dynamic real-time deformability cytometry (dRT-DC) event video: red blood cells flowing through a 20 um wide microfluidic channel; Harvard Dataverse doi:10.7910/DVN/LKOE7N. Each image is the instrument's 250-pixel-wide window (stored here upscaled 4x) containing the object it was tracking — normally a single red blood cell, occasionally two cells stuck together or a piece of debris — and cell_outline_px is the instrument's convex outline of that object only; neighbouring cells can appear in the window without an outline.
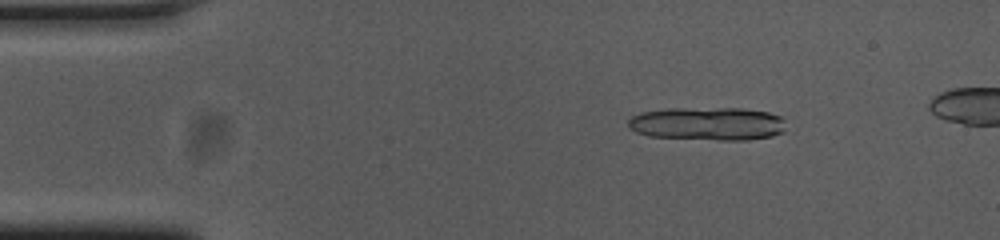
{"species": "common noctule bat (a hibernating species)", "species_latin": "Nyctalus noctula", "temperature_condition": "cold", "stored_images_in_passage": 7, "camera_frame_rate_fps": 3000, "um_per_image_px": 0.085, "animal": {"sex": "female", "body_mass_g": 23.0, "forearm_length_mm": 53.4}, "frame": {"image": 1, "passage_image": 1, "time_ms": 0.0, "image_size_px": [1000, 240], "cell_outline_px": [[784, 132], [772, 136], [748, 140], [720, 140], [648, 136], [636, 132], [628, 128], [628, 120], [632, 116], [640, 112], [668, 108], [744, 108], [768, 112], [780, 116], [784, 120]], "centroid_in_image_um": [60.14, 10.51], "position_along_channel_um": 24.9, "area_um2": 30.87}}